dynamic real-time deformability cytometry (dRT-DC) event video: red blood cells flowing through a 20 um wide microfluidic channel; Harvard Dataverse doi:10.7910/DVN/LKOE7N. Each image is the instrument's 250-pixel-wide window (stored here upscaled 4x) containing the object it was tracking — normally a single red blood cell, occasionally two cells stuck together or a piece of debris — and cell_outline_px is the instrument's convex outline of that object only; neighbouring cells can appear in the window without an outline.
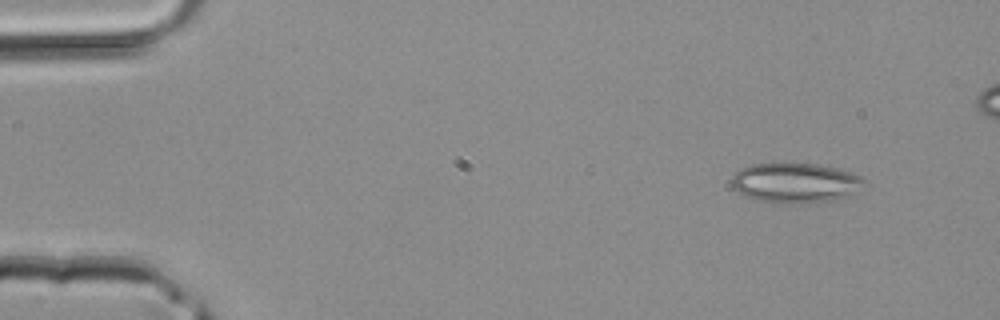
{"species": "common noctule bat (a hibernating species)", "species_latin": "Nyctalus noctula", "temperature_condition": "room temperature", "stored_images_in_passage": 27, "camera_frame_rate_fps": 3000, "um_per_image_px": 0.085, "animal": {"sex": "male", "body_mass_g": 20.4}, "frame": {"image": 1, "passage_image": 1, "time_ms": 0.0, "image_size_px": [1000, 320], "cell_outline_px": [[868, 184], [852, 196], [808, 204], [788, 204], [760, 200], [744, 196], [736, 192], [732, 184], [732, 176], [740, 168], [752, 164], [816, 164], [848, 172], [860, 176]], "centroid_in_image_um": [67.63, 15.57], "position_along_channel_um": 17.4, "area_um2": 30.92}}
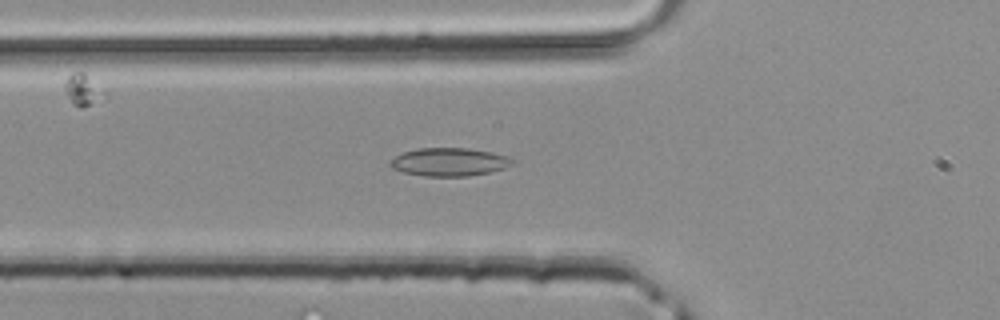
{"frame": {"image": 2, "passage_image": 12, "time_ms": 3.667, "image_size_px": [1000, 320], "cell_outline_px": [[516, 160], [512, 164], [504, 168], [492, 172], [468, 176], [424, 176], [404, 172], [392, 168], [388, 164], [388, 160], [404, 152], [420, 148], [468, 148], [492, 152], [508, 156]], "centroid_in_image_um": [38.2, 13.77], "position_along_channel_um": 87.6, "area_um2": 20.17}}
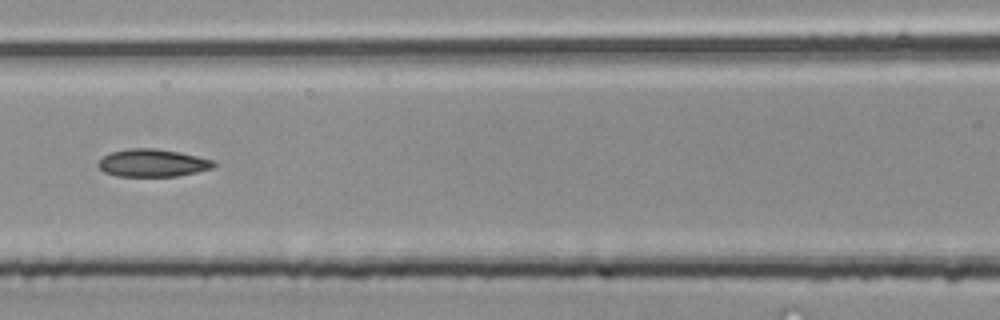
{"frame": {"image": 3, "passage_image": 16, "time_ms": 5.0, "image_size_px": [1000, 320], "cell_outline_px": [[216, 164], [212, 168], [196, 172], [176, 176], [116, 176], [104, 172], [96, 164], [104, 156], [112, 152], [128, 148], [156, 148], [180, 152], [212, 160]], "centroid_in_image_um": [12.94, 13.85], "position_along_channel_um": 153.7, "area_um2": 18.5}}